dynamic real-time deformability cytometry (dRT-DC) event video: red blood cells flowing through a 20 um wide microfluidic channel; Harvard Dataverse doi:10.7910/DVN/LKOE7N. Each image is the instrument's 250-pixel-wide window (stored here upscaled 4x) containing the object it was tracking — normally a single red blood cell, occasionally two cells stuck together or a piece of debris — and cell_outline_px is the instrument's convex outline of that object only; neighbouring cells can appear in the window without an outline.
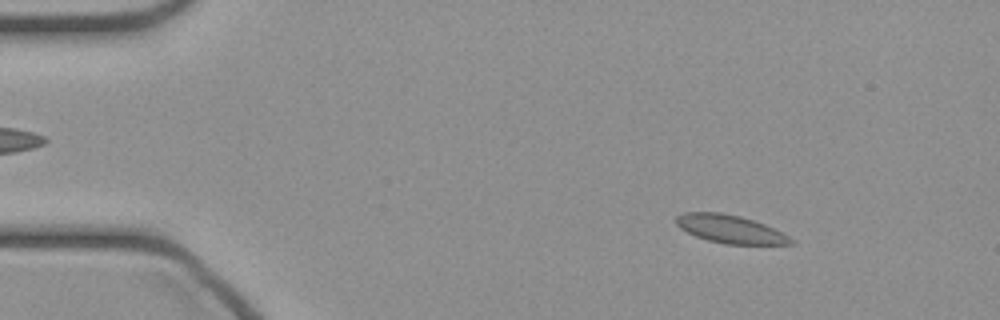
{"species": "common noctule bat (a hibernating species)", "species_latin": "Nyctalus noctula", "temperature_condition": "cold", "stored_images_in_passage": 11, "camera_frame_rate_fps": 3000, "um_per_image_px": 0.085, "animal": {"sex": "female", "body_mass_g": 21.9}, "frame": {"image": 1, "passage_image": 2, "time_ms": 0.333, "image_size_px": [1000, 320], "cell_outline_px": [[796, 244], [724, 244], [708, 240], [696, 236], [680, 228], [676, 224], [676, 216], [684, 212], [720, 212], [740, 216], [764, 224], [796, 240]], "centroid_in_image_um": [62.06, 19.47], "position_along_channel_um": 22.9, "area_um2": 18.67}}